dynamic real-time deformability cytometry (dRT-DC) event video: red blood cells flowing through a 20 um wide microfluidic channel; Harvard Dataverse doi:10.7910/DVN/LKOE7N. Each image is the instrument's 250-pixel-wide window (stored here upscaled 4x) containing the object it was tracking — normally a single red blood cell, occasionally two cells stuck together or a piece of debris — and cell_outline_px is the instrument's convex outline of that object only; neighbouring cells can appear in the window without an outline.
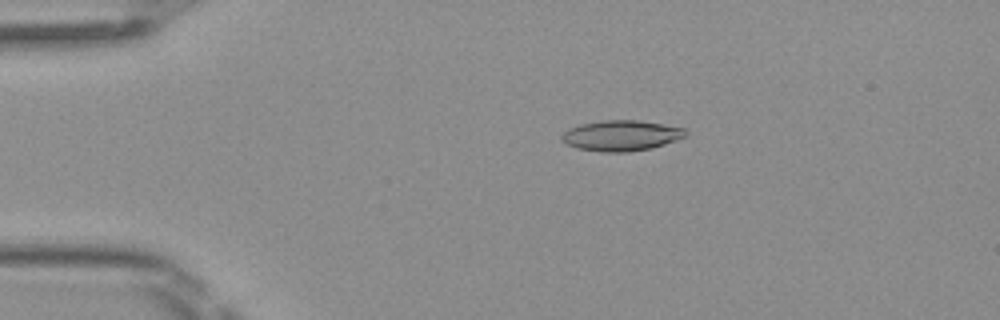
{"species": "Egyptian fruit bat (a non-hibernating species)", "species_latin": "Rousettus aegyptiacus", "temperature_condition": "room temperature", "stored_images_in_passage": 46, "camera_frame_rate_fps": 3000, "um_per_image_px": 0.085, "frame": {"image": 1, "passage_image": 6, "time_ms": 1.667, "image_size_px": [1000, 320], "cell_outline_px": [[688, 136], [652, 148], [628, 152], [600, 152], [576, 148], [564, 144], [560, 140], [560, 136], [568, 128], [580, 124], [604, 120], [636, 120], [684, 128], [688, 132]], "centroid_in_image_um": [52.76, 11.53], "position_along_channel_um": 32.2, "area_um2": 22.25}}
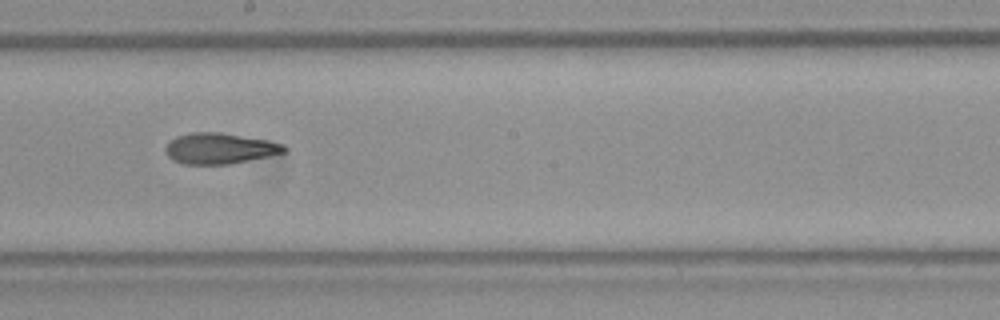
{"frame": {"image": 2, "passage_image": 24, "time_ms": 7.667, "image_size_px": [1000, 320], "cell_outline_px": [[288, 152], [232, 164], [184, 164], [172, 160], [164, 152], [164, 148], [168, 140], [176, 136], [192, 132], [220, 132], [268, 140], [284, 144], [288, 148]], "centroid_in_image_um": [18.67, 12.61], "position_along_channel_um": 229.5, "area_um2": 21.73}}
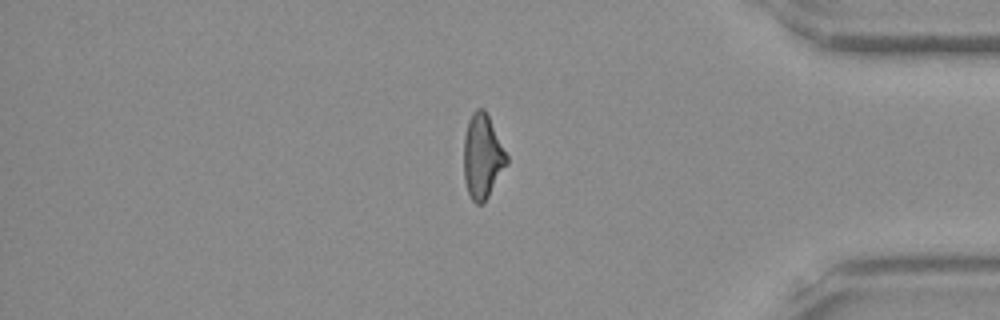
{"frame": {"image": 3, "passage_image": 38, "time_ms": 12.333, "image_size_px": [1000, 320], "cell_outline_px": [[508, 164], [484, 204], [476, 204], [472, 200], [468, 192], [464, 180], [464, 136], [468, 120], [472, 112], [476, 108], [484, 108], [508, 156]], "centroid_in_image_um": [41.01, 13.32], "position_along_channel_um": 394.2, "area_um2": 21.21}, "authors_computed_cell_mechanics": {"area_um2": 21.4438, "velocity_mm_per_s": 4.0949, "shape_relaxation_time_tau1_ms": 7.9779, "shape_relaxation_time_tau2_ms": 5.4014, "deformation_change_tau1": 0.2245, "deformation_change_tau2": 0.1469}}